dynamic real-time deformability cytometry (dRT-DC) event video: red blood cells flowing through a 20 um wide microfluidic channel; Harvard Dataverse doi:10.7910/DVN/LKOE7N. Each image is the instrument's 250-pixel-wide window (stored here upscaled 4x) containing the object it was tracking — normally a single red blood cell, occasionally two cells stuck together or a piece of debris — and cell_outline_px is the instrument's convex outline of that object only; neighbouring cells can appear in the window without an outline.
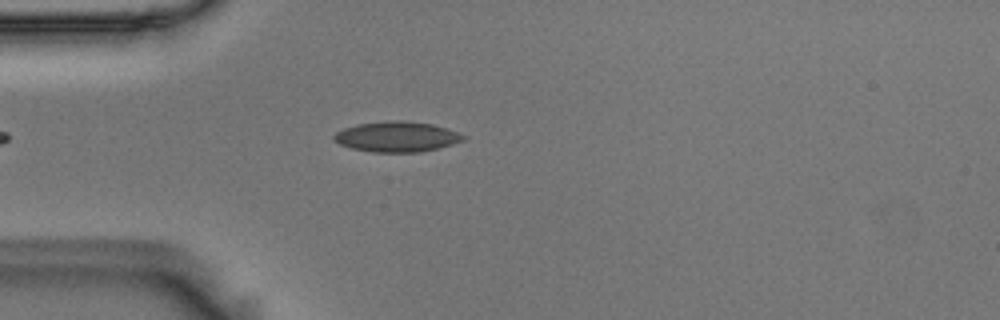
{"species": "Egyptian fruit bat (a non-hibernating species)", "species_latin": "Rousettus aegyptiacus", "temperature_condition": "room temperature", "stored_images_in_passage": 49, "camera_frame_rate_fps": 3000, "um_per_image_px": 0.085, "animal": {"sex": "male"}, "frame": {"image": 1, "passage_image": 9, "time_ms": 2.667, "image_size_px": [1000, 320], "cell_outline_px": [[468, 136], [464, 140], [452, 144], [420, 152], [372, 152], [352, 148], [340, 144], [332, 140], [332, 136], [336, 132], [344, 128], [356, 124], [400, 120], [432, 124]], "centroid_in_image_um": [33.7, 11.62], "position_along_channel_um": 51.3, "area_um2": 22.66}}
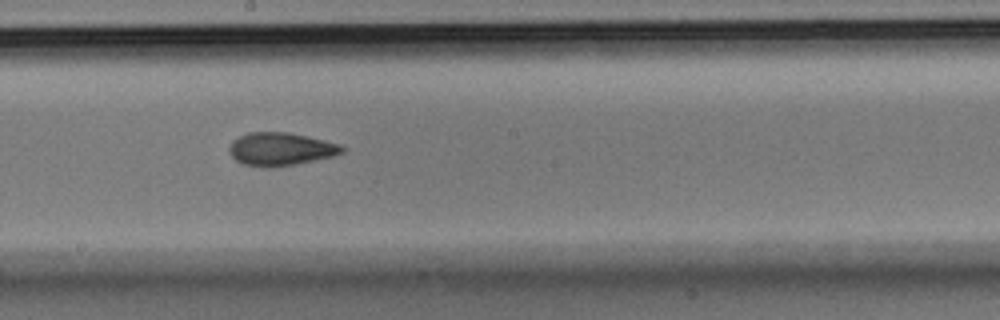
{"frame": {"image": 2, "passage_image": 24, "time_ms": 7.667, "image_size_px": [1000, 320], "cell_outline_px": [[348, 148], [344, 152], [332, 156], [296, 164], [272, 168], [264, 168], [244, 164], [236, 160], [228, 152], [228, 148], [232, 140], [248, 132], [288, 132], [324, 140], [340, 144]], "centroid_in_image_um": [23.85, 12.67], "position_along_channel_um": 224.4, "area_um2": 21.91}}
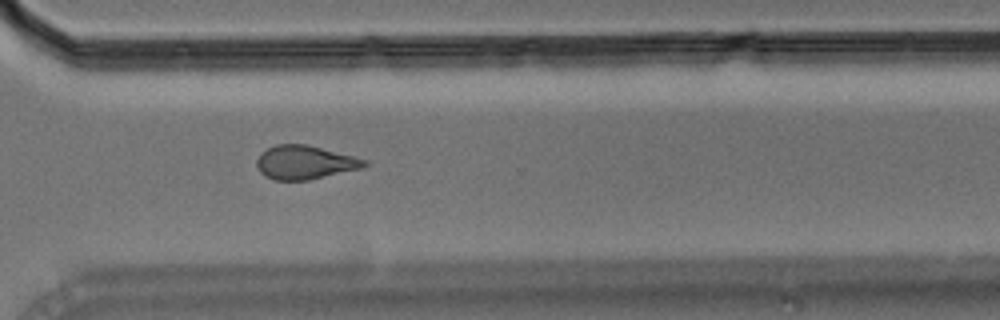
{"frame": {"image": 3, "passage_image": 34, "time_ms": 11.0, "image_size_px": [1000, 320], "cell_outline_px": [[368, 164], [360, 168], [308, 180], [272, 180], [264, 176], [260, 172], [256, 164], [256, 160], [268, 148], [276, 144], [304, 144], [368, 160]], "centroid_in_image_um": [25.87, 13.81], "position_along_channel_um": 344.7, "area_um2": 20.75}, "authors_computed_cell_mechanics": {"area_um2": 21.5594, "velocity_mm_per_s": 3.6235, "shape_relaxation_time_tau1_ms": 5.7256, "shape_relaxation_time_tau2_ms": 2.9751, "deformation_change_tau1": 0.1215, "deformation_change_tau2": 0.0991}}